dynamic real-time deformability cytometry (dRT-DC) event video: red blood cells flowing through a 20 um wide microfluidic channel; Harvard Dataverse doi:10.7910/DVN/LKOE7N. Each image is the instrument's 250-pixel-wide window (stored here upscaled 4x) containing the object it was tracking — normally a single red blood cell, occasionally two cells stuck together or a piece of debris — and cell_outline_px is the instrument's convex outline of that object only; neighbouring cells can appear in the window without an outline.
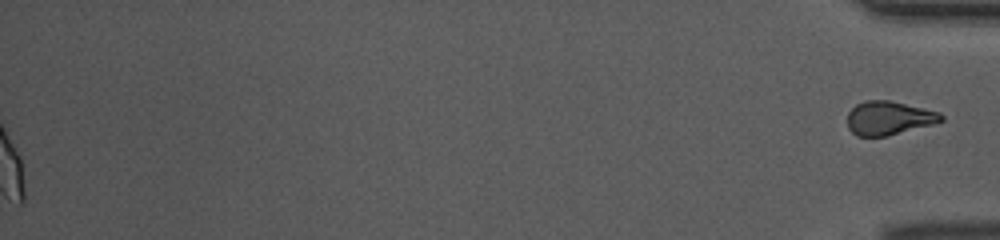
{"species": "common noctule bat (a hibernating species)", "species_latin": "Nyctalus noctula", "temperature_condition": "warm", "stored_images_in_passage": 40, "segment_of_instrument_passage": [2, 2], "camera_frame_rate_fps": 3000, "um_per_image_px": 0.085, "animal": {"sex": "female", "body_mass_g": 10.0, "forearm_length_mm": 53.1}, "frame": {"image": 1, "passage_image": 40, "time_ms": 13.0, "image_size_px": [1000, 240], "cell_outline_px": [[944, 120], [932, 124], [884, 136], [856, 136], [848, 128], [848, 112], [856, 104], [864, 100], [888, 100], [940, 112], [944, 116]], "centroid_in_image_um": [75.52, 10.02], "position_along_channel_um": 359.7, "area_um2": 18.21}}